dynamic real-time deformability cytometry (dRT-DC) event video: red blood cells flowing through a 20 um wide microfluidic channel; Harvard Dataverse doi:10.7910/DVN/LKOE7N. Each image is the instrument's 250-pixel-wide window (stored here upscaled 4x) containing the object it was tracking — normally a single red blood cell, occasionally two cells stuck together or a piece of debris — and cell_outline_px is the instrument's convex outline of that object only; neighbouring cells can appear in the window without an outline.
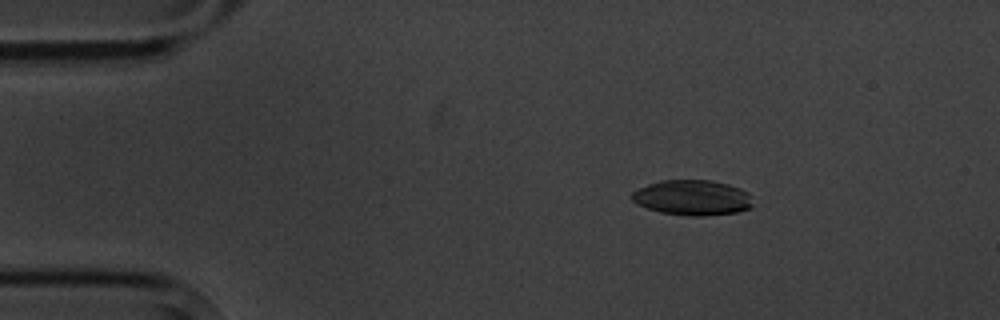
{"species": "common noctule bat (a hibernating species)", "species_latin": "Nyctalus noctula", "temperature_condition": "cold", "stored_images_in_passage": 3, "camera_frame_rate_fps": 3000, "um_per_image_px": 0.085, "animal": {"sex": "male", "body_mass_g": 20.1, "forearm_length_mm": 53.5}, "frame": {"image": 1, "passage_image": 2, "time_ms": 1.0, "image_size_px": [1000, 320], "cell_outline_px": [[752, 208], [736, 212], [704, 216], [684, 216], [660, 212], [636, 204], [632, 200], [632, 192], [648, 184], [660, 180], [712, 180], [728, 184], [740, 188], [748, 192], [752, 196]], "centroid_in_image_um": [58.88, 16.8], "position_along_channel_um": 26.1, "area_um2": 25.09}}